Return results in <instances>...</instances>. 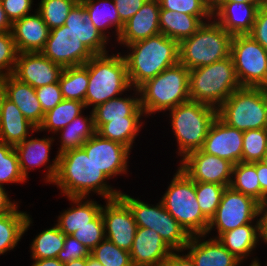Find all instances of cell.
<instances>
[{
	"label": "cell",
	"mask_w": 267,
	"mask_h": 266,
	"mask_svg": "<svg viewBox=\"0 0 267 266\" xmlns=\"http://www.w3.org/2000/svg\"><path fill=\"white\" fill-rule=\"evenodd\" d=\"M108 179L85 150L78 148L58 156V169L53 184L67 197L87 198L91 192L106 200L119 197L121 191L112 189L107 183Z\"/></svg>",
	"instance_id": "obj_1"
},
{
	"label": "cell",
	"mask_w": 267,
	"mask_h": 266,
	"mask_svg": "<svg viewBox=\"0 0 267 266\" xmlns=\"http://www.w3.org/2000/svg\"><path fill=\"white\" fill-rule=\"evenodd\" d=\"M124 54L132 88L154 78L165 69L179 63V42L162 33L126 46Z\"/></svg>",
	"instance_id": "obj_2"
},
{
	"label": "cell",
	"mask_w": 267,
	"mask_h": 266,
	"mask_svg": "<svg viewBox=\"0 0 267 266\" xmlns=\"http://www.w3.org/2000/svg\"><path fill=\"white\" fill-rule=\"evenodd\" d=\"M83 66L88 70L89 77L84 101L86 108L92 106L93 110L110 99L122 96L125 91H136L131 87L127 64L120 52L94 55Z\"/></svg>",
	"instance_id": "obj_3"
},
{
	"label": "cell",
	"mask_w": 267,
	"mask_h": 266,
	"mask_svg": "<svg viewBox=\"0 0 267 266\" xmlns=\"http://www.w3.org/2000/svg\"><path fill=\"white\" fill-rule=\"evenodd\" d=\"M137 89L145 117L169 111L190 100L189 70L177 63L145 81Z\"/></svg>",
	"instance_id": "obj_4"
},
{
	"label": "cell",
	"mask_w": 267,
	"mask_h": 266,
	"mask_svg": "<svg viewBox=\"0 0 267 266\" xmlns=\"http://www.w3.org/2000/svg\"><path fill=\"white\" fill-rule=\"evenodd\" d=\"M241 85L231 55L210 65L189 70L190 100L218 108Z\"/></svg>",
	"instance_id": "obj_5"
},
{
	"label": "cell",
	"mask_w": 267,
	"mask_h": 266,
	"mask_svg": "<svg viewBox=\"0 0 267 266\" xmlns=\"http://www.w3.org/2000/svg\"><path fill=\"white\" fill-rule=\"evenodd\" d=\"M179 42V63L188 70L210 65L230 56L232 35L213 18Z\"/></svg>",
	"instance_id": "obj_6"
},
{
	"label": "cell",
	"mask_w": 267,
	"mask_h": 266,
	"mask_svg": "<svg viewBox=\"0 0 267 266\" xmlns=\"http://www.w3.org/2000/svg\"><path fill=\"white\" fill-rule=\"evenodd\" d=\"M160 201L190 236L206 235L210 220L199 207L195 182L180 167Z\"/></svg>",
	"instance_id": "obj_7"
},
{
	"label": "cell",
	"mask_w": 267,
	"mask_h": 266,
	"mask_svg": "<svg viewBox=\"0 0 267 266\" xmlns=\"http://www.w3.org/2000/svg\"><path fill=\"white\" fill-rule=\"evenodd\" d=\"M171 126L178 144V156L182 159L204 144L208 130L217 117V108L189 100L169 110Z\"/></svg>",
	"instance_id": "obj_8"
},
{
	"label": "cell",
	"mask_w": 267,
	"mask_h": 266,
	"mask_svg": "<svg viewBox=\"0 0 267 266\" xmlns=\"http://www.w3.org/2000/svg\"><path fill=\"white\" fill-rule=\"evenodd\" d=\"M217 116L228 126L245 132L267 128V109L262 88L241 87L218 108Z\"/></svg>",
	"instance_id": "obj_9"
},
{
	"label": "cell",
	"mask_w": 267,
	"mask_h": 266,
	"mask_svg": "<svg viewBox=\"0 0 267 266\" xmlns=\"http://www.w3.org/2000/svg\"><path fill=\"white\" fill-rule=\"evenodd\" d=\"M119 197L130 207L137 227L149 228L157 232L173 251H181V253L184 251L191 236L169 214L161 201L157 205L150 206L122 191Z\"/></svg>",
	"instance_id": "obj_10"
},
{
	"label": "cell",
	"mask_w": 267,
	"mask_h": 266,
	"mask_svg": "<svg viewBox=\"0 0 267 266\" xmlns=\"http://www.w3.org/2000/svg\"><path fill=\"white\" fill-rule=\"evenodd\" d=\"M230 55L241 87L267 86V50L249 34L234 35Z\"/></svg>",
	"instance_id": "obj_11"
},
{
	"label": "cell",
	"mask_w": 267,
	"mask_h": 266,
	"mask_svg": "<svg viewBox=\"0 0 267 266\" xmlns=\"http://www.w3.org/2000/svg\"><path fill=\"white\" fill-rule=\"evenodd\" d=\"M261 207L252 197L236 191L230 186L226 187L216 213L209 221L206 236L213 228H216L218 235L213 238L217 239L226 231L255 222L254 220L259 217Z\"/></svg>",
	"instance_id": "obj_12"
},
{
	"label": "cell",
	"mask_w": 267,
	"mask_h": 266,
	"mask_svg": "<svg viewBox=\"0 0 267 266\" xmlns=\"http://www.w3.org/2000/svg\"><path fill=\"white\" fill-rule=\"evenodd\" d=\"M41 53L63 68L82 66L94 56L65 25L50 30Z\"/></svg>",
	"instance_id": "obj_13"
},
{
	"label": "cell",
	"mask_w": 267,
	"mask_h": 266,
	"mask_svg": "<svg viewBox=\"0 0 267 266\" xmlns=\"http://www.w3.org/2000/svg\"><path fill=\"white\" fill-rule=\"evenodd\" d=\"M105 202L106 205L101 208L105 238L119 248L130 251L137 230L130 207L120 197Z\"/></svg>",
	"instance_id": "obj_14"
},
{
	"label": "cell",
	"mask_w": 267,
	"mask_h": 266,
	"mask_svg": "<svg viewBox=\"0 0 267 266\" xmlns=\"http://www.w3.org/2000/svg\"><path fill=\"white\" fill-rule=\"evenodd\" d=\"M180 162V168L194 182L215 183L226 187L230 185L234 164L227 159L199 149L189 152Z\"/></svg>",
	"instance_id": "obj_15"
},
{
	"label": "cell",
	"mask_w": 267,
	"mask_h": 266,
	"mask_svg": "<svg viewBox=\"0 0 267 266\" xmlns=\"http://www.w3.org/2000/svg\"><path fill=\"white\" fill-rule=\"evenodd\" d=\"M82 148L109 179L127 173L131 150L122 143L102 138L95 133Z\"/></svg>",
	"instance_id": "obj_16"
},
{
	"label": "cell",
	"mask_w": 267,
	"mask_h": 266,
	"mask_svg": "<svg viewBox=\"0 0 267 266\" xmlns=\"http://www.w3.org/2000/svg\"><path fill=\"white\" fill-rule=\"evenodd\" d=\"M63 69L41 52L18 53L12 75L36 89L59 82Z\"/></svg>",
	"instance_id": "obj_17"
},
{
	"label": "cell",
	"mask_w": 267,
	"mask_h": 266,
	"mask_svg": "<svg viewBox=\"0 0 267 266\" xmlns=\"http://www.w3.org/2000/svg\"><path fill=\"white\" fill-rule=\"evenodd\" d=\"M243 132L224 123L218 116L212 122L201 150L227 159L234 165L242 162Z\"/></svg>",
	"instance_id": "obj_18"
},
{
	"label": "cell",
	"mask_w": 267,
	"mask_h": 266,
	"mask_svg": "<svg viewBox=\"0 0 267 266\" xmlns=\"http://www.w3.org/2000/svg\"><path fill=\"white\" fill-rule=\"evenodd\" d=\"M129 252L133 266H163L173 250L157 232L137 227Z\"/></svg>",
	"instance_id": "obj_19"
},
{
	"label": "cell",
	"mask_w": 267,
	"mask_h": 266,
	"mask_svg": "<svg viewBox=\"0 0 267 266\" xmlns=\"http://www.w3.org/2000/svg\"><path fill=\"white\" fill-rule=\"evenodd\" d=\"M258 8L242 2H212L213 18L232 36L251 32Z\"/></svg>",
	"instance_id": "obj_20"
},
{
	"label": "cell",
	"mask_w": 267,
	"mask_h": 266,
	"mask_svg": "<svg viewBox=\"0 0 267 266\" xmlns=\"http://www.w3.org/2000/svg\"><path fill=\"white\" fill-rule=\"evenodd\" d=\"M83 114L78 115L64 128L60 129L57 133H62L60 137V148L57 151L55 159L52 164L46 168L45 182L52 184L58 169V156L66 151L82 148V145L90 139L95 133L94 116L92 110L89 116L84 117ZM89 117V118H88Z\"/></svg>",
	"instance_id": "obj_21"
},
{
	"label": "cell",
	"mask_w": 267,
	"mask_h": 266,
	"mask_svg": "<svg viewBox=\"0 0 267 266\" xmlns=\"http://www.w3.org/2000/svg\"><path fill=\"white\" fill-rule=\"evenodd\" d=\"M159 0H147L125 24L117 42L127 46L161 33L159 26Z\"/></svg>",
	"instance_id": "obj_22"
},
{
	"label": "cell",
	"mask_w": 267,
	"mask_h": 266,
	"mask_svg": "<svg viewBox=\"0 0 267 266\" xmlns=\"http://www.w3.org/2000/svg\"><path fill=\"white\" fill-rule=\"evenodd\" d=\"M12 35L18 53L41 52L49 36V28L35 11L12 24Z\"/></svg>",
	"instance_id": "obj_23"
},
{
	"label": "cell",
	"mask_w": 267,
	"mask_h": 266,
	"mask_svg": "<svg viewBox=\"0 0 267 266\" xmlns=\"http://www.w3.org/2000/svg\"><path fill=\"white\" fill-rule=\"evenodd\" d=\"M205 237L207 236H191L184 248V251L189 250L187 254L195 266H235L240 262L217 239L210 237L208 240H201Z\"/></svg>",
	"instance_id": "obj_24"
},
{
	"label": "cell",
	"mask_w": 267,
	"mask_h": 266,
	"mask_svg": "<svg viewBox=\"0 0 267 266\" xmlns=\"http://www.w3.org/2000/svg\"><path fill=\"white\" fill-rule=\"evenodd\" d=\"M2 81L6 91V97L14 102L24 117L37 129L42 124L44 113L36 96L35 89L24 83L12 74L3 76Z\"/></svg>",
	"instance_id": "obj_25"
},
{
	"label": "cell",
	"mask_w": 267,
	"mask_h": 266,
	"mask_svg": "<svg viewBox=\"0 0 267 266\" xmlns=\"http://www.w3.org/2000/svg\"><path fill=\"white\" fill-rule=\"evenodd\" d=\"M64 25L76 33L78 39L93 55L108 53L106 44L110 39L95 27L80 1L72 8Z\"/></svg>",
	"instance_id": "obj_26"
},
{
	"label": "cell",
	"mask_w": 267,
	"mask_h": 266,
	"mask_svg": "<svg viewBox=\"0 0 267 266\" xmlns=\"http://www.w3.org/2000/svg\"><path fill=\"white\" fill-rule=\"evenodd\" d=\"M38 129L29 122L17 105L6 96L0 108V142L16 146Z\"/></svg>",
	"instance_id": "obj_27"
},
{
	"label": "cell",
	"mask_w": 267,
	"mask_h": 266,
	"mask_svg": "<svg viewBox=\"0 0 267 266\" xmlns=\"http://www.w3.org/2000/svg\"><path fill=\"white\" fill-rule=\"evenodd\" d=\"M260 239V219H257L255 224L251 222L226 231L217 238L241 262L257 247L256 245L259 244Z\"/></svg>",
	"instance_id": "obj_28"
},
{
	"label": "cell",
	"mask_w": 267,
	"mask_h": 266,
	"mask_svg": "<svg viewBox=\"0 0 267 266\" xmlns=\"http://www.w3.org/2000/svg\"><path fill=\"white\" fill-rule=\"evenodd\" d=\"M205 19L209 21L213 19V16H194L178 11L160 9V32L180 42L185 38L191 37L206 22Z\"/></svg>",
	"instance_id": "obj_29"
},
{
	"label": "cell",
	"mask_w": 267,
	"mask_h": 266,
	"mask_svg": "<svg viewBox=\"0 0 267 266\" xmlns=\"http://www.w3.org/2000/svg\"><path fill=\"white\" fill-rule=\"evenodd\" d=\"M67 198L74 205L71 204V208L63 210V213L58 216V223H56L65 236L72 235L80 227L88 225L101 212L102 208V205L98 204L97 201L87 200L86 197Z\"/></svg>",
	"instance_id": "obj_30"
},
{
	"label": "cell",
	"mask_w": 267,
	"mask_h": 266,
	"mask_svg": "<svg viewBox=\"0 0 267 266\" xmlns=\"http://www.w3.org/2000/svg\"><path fill=\"white\" fill-rule=\"evenodd\" d=\"M137 96L116 97L103 104L98 105L92 110L94 116V125L96 131L107 122L117 119H123L128 116H144L140 105L139 91L133 93Z\"/></svg>",
	"instance_id": "obj_31"
},
{
	"label": "cell",
	"mask_w": 267,
	"mask_h": 266,
	"mask_svg": "<svg viewBox=\"0 0 267 266\" xmlns=\"http://www.w3.org/2000/svg\"><path fill=\"white\" fill-rule=\"evenodd\" d=\"M29 136L22 143L14 146L18 156L21 174L28 180V171L46 165L50 161L49 152L54 137L34 138ZM31 169V170H29Z\"/></svg>",
	"instance_id": "obj_32"
},
{
	"label": "cell",
	"mask_w": 267,
	"mask_h": 266,
	"mask_svg": "<svg viewBox=\"0 0 267 266\" xmlns=\"http://www.w3.org/2000/svg\"><path fill=\"white\" fill-rule=\"evenodd\" d=\"M30 224L29 214L18 210V205L11 212L0 215V255L17 246Z\"/></svg>",
	"instance_id": "obj_33"
},
{
	"label": "cell",
	"mask_w": 267,
	"mask_h": 266,
	"mask_svg": "<svg viewBox=\"0 0 267 266\" xmlns=\"http://www.w3.org/2000/svg\"><path fill=\"white\" fill-rule=\"evenodd\" d=\"M86 9L92 23L108 39V28L115 27V35L118 40L124 28L121 22L114 0H80ZM107 31V32H106Z\"/></svg>",
	"instance_id": "obj_34"
},
{
	"label": "cell",
	"mask_w": 267,
	"mask_h": 266,
	"mask_svg": "<svg viewBox=\"0 0 267 266\" xmlns=\"http://www.w3.org/2000/svg\"><path fill=\"white\" fill-rule=\"evenodd\" d=\"M141 118L143 117L128 116L123 117V119L112 120L104 123L96 133L102 138L122 143L131 150L142 127Z\"/></svg>",
	"instance_id": "obj_35"
},
{
	"label": "cell",
	"mask_w": 267,
	"mask_h": 266,
	"mask_svg": "<svg viewBox=\"0 0 267 266\" xmlns=\"http://www.w3.org/2000/svg\"><path fill=\"white\" fill-rule=\"evenodd\" d=\"M85 104L81 101L63 99L53 109L45 113L42 124L38 127L39 131H50L57 133L64 128L74 118L82 114Z\"/></svg>",
	"instance_id": "obj_36"
},
{
	"label": "cell",
	"mask_w": 267,
	"mask_h": 266,
	"mask_svg": "<svg viewBox=\"0 0 267 266\" xmlns=\"http://www.w3.org/2000/svg\"><path fill=\"white\" fill-rule=\"evenodd\" d=\"M58 83L63 99L84 103L89 77L88 70L83 65L64 68Z\"/></svg>",
	"instance_id": "obj_37"
},
{
	"label": "cell",
	"mask_w": 267,
	"mask_h": 266,
	"mask_svg": "<svg viewBox=\"0 0 267 266\" xmlns=\"http://www.w3.org/2000/svg\"><path fill=\"white\" fill-rule=\"evenodd\" d=\"M66 236L55 224L53 227L43 230L33 239L30 250L33 260L57 258L58 253L64 247Z\"/></svg>",
	"instance_id": "obj_38"
},
{
	"label": "cell",
	"mask_w": 267,
	"mask_h": 266,
	"mask_svg": "<svg viewBox=\"0 0 267 266\" xmlns=\"http://www.w3.org/2000/svg\"><path fill=\"white\" fill-rule=\"evenodd\" d=\"M229 186L252 197L261 205V186L257 177L256 167L252 163L239 162L235 164Z\"/></svg>",
	"instance_id": "obj_39"
},
{
	"label": "cell",
	"mask_w": 267,
	"mask_h": 266,
	"mask_svg": "<svg viewBox=\"0 0 267 266\" xmlns=\"http://www.w3.org/2000/svg\"><path fill=\"white\" fill-rule=\"evenodd\" d=\"M80 0H41L36 11L41 15L49 30L64 25L72 8Z\"/></svg>",
	"instance_id": "obj_40"
},
{
	"label": "cell",
	"mask_w": 267,
	"mask_h": 266,
	"mask_svg": "<svg viewBox=\"0 0 267 266\" xmlns=\"http://www.w3.org/2000/svg\"><path fill=\"white\" fill-rule=\"evenodd\" d=\"M27 180L21 174L14 146L0 142V186L4 183H24Z\"/></svg>",
	"instance_id": "obj_41"
},
{
	"label": "cell",
	"mask_w": 267,
	"mask_h": 266,
	"mask_svg": "<svg viewBox=\"0 0 267 266\" xmlns=\"http://www.w3.org/2000/svg\"><path fill=\"white\" fill-rule=\"evenodd\" d=\"M267 151V128L243 132L242 162L253 163L262 160Z\"/></svg>",
	"instance_id": "obj_42"
},
{
	"label": "cell",
	"mask_w": 267,
	"mask_h": 266,
	"mask_svg": "<svg viewBox=\"0 0 267 266\" xmlns=\"http://www.w3.org/2000/svg\"><path fill=\"white\" fill-rule=\"evenodd\" d=\"M90 256L103 266H133L130 252L106 238L90 252Z\"/></svg>",
	"instance_id": "obj_43"
},
{
	"label": "cell",
	"mask_w": 267,
	"mask_h": 266,
	"mask_svg": "<svg viewBox=\"0 0 267 266\" xmlns=\"http://www.w3.org/2000/svg\"><path fill=\"white\" fill-rule=\"evenodd\" d=\"M226 186L215 183L195 182V192L202 213L210 220L216 213Z\"/></svg>",
	"instance_id": "obj_44"
},
{
	"label": "cell",
	"mask_w": 267,
	"mask_h": 266,
	"mask_svg": "<svg viewBox=\"0 0 267 266\" xmlns=\"http://www.w3.org/2000/svg\"><path fill=\"white\" fill-rule=\"evenodd\" d=\"M160 9L194 16H213L211 0H159Z\"/></svg>",
	"instance_id": "obj_45"
},
{
	"label": "cell",
	"mask_w": 267,
	"mask_h": 266,
	"mask_svg": "<svg viewBox=\"0 0 267 266\" xmlns=\"http://www.w3.org/2000/svg\"><path fill=\"white\" fill-rule=\"evenodd\" d=\"M73 236L82 243L90 252L105 239L104 222L101 212L88 225L80 227Z\"/></svg>",
	"instance_id": "obj_46"
},
{
	"label": "cell",
	"mask_w": 267,
	"mask_h": 266,
	"mask_svg": "<svg viewBox=\"0 0 267 266\" xmlns=\"http://www.w3.org/2000/svg\"><path fill=\"white\" fill-rule=\"evenodd\" d=\"M18 51L12 32H0V76L13 73L17 61Z\"/></svg>",
	"instance_id": "obj_47"
},
{
	"label": "cell",
	"mask_w": 267,
	"mask_h": 266,
	"mask_svg": "<svg viewBox=\"0 0 267 266\" xmlns=\"http://www.w3.org/2000/svg\"><path fill=\"white\" fill-rule=\"evenodd\" d=\"M35 92L44 114L63 100L58 82L38 87L35 89Z\"/></svg>",
	"instance_id": "obj_48"
},
{
	"label": "cell",
	"mask_w": 267,
	"mask_h": 266,
	"mask_svg": "<svg viewBox=\"0 0 267 266\" xmlns=\"http://www.w3.org/2000/svg\"><path fill=\"white\" fill-rule=\"evenodd\" d=\"M90 256V251L73 236L66 235L63 249L58 253L57 259L66 263L79 258H87Z\"/></svg>",
	"instance_id": "obj_49"
},
{
	"label": "cell",
	"mask_w": 267,
	"mask_h": 266,
	"mask_svg": "<svg viewBox=\"0 0 267 266\" xmlns=\"http://www.w3.org/2000/svg\"><path fill=\"white\" fill-rule=\"evenodd\" d=\"M7 17L13 24L26 15H29L33 0H0Z\"/></svg>",
	"instance_id": "obj_50"
},
{
	"label": "cell",
	"mask_w": 267,
	"mask_h": 266,
	"mask_svg": "<svg viewBox=\"0 0 267 266\" xmlns=\"http://www.w3.org/2000/svg\"><path fill=\"white\" fill-rule=\"evenodd\" d=\"M249 35L267 50V5L258 8Z\"/></svg>",
	"instance_id": "obj_51"
},
{
	"label": "cell",
	"mask_w": 267,
	"mask_h": 266,
	"mask_svg": "<svg viewBox=\"0 0 267 266\" xmlns=\"http://www.w3.org/2000/svg\"><path fill=\"white\" fill-rule=\"evenodd\" d=\"M147 0H114L119 18L125 24Z\"/></svg>",
	"instance_id": "obj_52"
},
{
	"label": "cell",
	"mask_w": 267,
	"mask_h": 266,
	"mask_svg": "<svg viewBox=\"0 0 267 266\" xmlns=\"http://www.w3.org/2000/svg\"><path fill=\"white\" fill-rule=\"evenodd\" d=\"M252 164L256 167L257 177L261 186V206H265L267 204V166L260 161Z\"/></svg>",
	"instance_id": "obj_53"
},
{
	"label": "cell",
	"mask_w": 267,
	"mask_h": 266,
	"mask_svg": "<svg viewBox=\"0 0 267 266\" xmlns=\"http://www.w3.org/2000/svg\"><path fill=\"white\" fill-rule=\"evenodd\" d=\"M181 251H173L163 266H195L188 254H180Z\"/></svg>",
	"instance_id": "obj_54"
},
{
	"label": "cell",
	"mask_w": 267,
	"mask_h": 266,
	"mask_svg": "<svg viewBox=\"0 0 267 266\" xmlns=\"http://www.w3.org/2000/svg\"><path fill=\"white\" fill-rule=\"evenodd\" d=\"M18 203L11 201L8 197V193L5 191V187L0 186V215L11 212Z\"/></svg>",
	"instance_id": "obj_55"
},
{
	"label": "cell",
	"mask_w": 267,
	"mask_h": 266,
	"mask_svg": "<svg viewBox=\"0 0 267 266\" xmlns=\"http://www.w3.org/2000/svg\"><path fill=\"white\" fill-rule=\"evenodd\" d=\"M259 217L261 239L267 243V204L261 207Z\"/></svg>",
	"instance_id": "obj_56"
},
{
	"label": "cell",
	"mask_w": 267,
	"mask_h": 266,
	"mask_svg": "<svg viewBox=\"0 0 267 266\" xmlns=\"http://www.w3.org/2000/svg\"><path fill=\"white\" fill-rule=\"evenodd\" d=\"M12 31V23L7 17L6 12L3 9L2 3L0 1V32Z\"/></svg>",
	"instance_id": "obj_57"
},
{
	"label": "cell",
	"mask_w": 267,
	"mask_h": 266,
	"mask_svg": "<svg viewBox=\"0 0 267 266\" xmlns=\"http://www.w3.org/2000/svg\"><path fill=\"white\" fill-rule=\"evenodd\" d=\"M31 266H64L57 258L34 260Z\"/></svg>",
	"instance_id": "obj_58"
},
{
	"label": "cell",
	"mask_w": 267,
	"mask_h": 266,
	"mask_svg": "<svg viewBox=\"0 0 267 266\" xmlns=\"http://www.w3.org/2000/svg\"><path fill=\"white\" fill-rule=\"evenodd\" d=\"M213 2H242L247 4H256L258 7L267 5L263 0H213Z\"/></svg>",
	"instance_id": "obj_59"
},
{
	"label": "cell",
	"mask_w": 267,
	"mask_h": 266,
	"mask_svg": "<svg viewBox=\"0 0 267 266\" xmlns=\"http://www.w3.org/2000/svg\"><path fill=\"white\" fill-rule=\"evenodd\" d=\"M64 266H87V258H79L64 263Z\"/></svg>",
	"instance_id": "obj_60"
},
{
	"label": "cell",
	"mask_w": 267,
	"mask_h": 266,
	"mask_svg": "<svg viewBox=\"0 0 267 266\" xmlns=\"http://www.w3.org/2000/svg\"><path fill=\"white\" fill-rule=\"evenodd\" d=\"M5 96H6V91L4 88L3 81H2V77L0 76V108L2 106V102H3V99L5 98Z\"/></svg>",
	"instance_id": "obj_61"
},
{
	"label": "cell",
	"mask_w": 267,
	"mask_h": 266,
	"mask_svg": "<svg viewBox=\"0 0 267 266\" xmlns=\"http://www.w3.org/2000/svg\"><path fill=\"white\" fill-rule=\"evenodd\" d=\"M87 266H103L100 262L95 260L93 257H87Z\"/></svg>",
	"instance_id": "obj_62"
},
{
	"label": "cell",
	"mask_w": 267,
	"mask_h": 266,
	"mask_svg": "<svg viewBox=\"0 0 267 266\" xmlns=\"http://www.w3.org/2000/svg\"><path fill=\"white\" fill-rule=\"evenodd\" d=\"M262 88V92H263V98L266 104V109H267V86H263Z\"/></svg>",
	"instance_id": "obj_63"
},
{
	"label": "cell",
	"mask_w": 267,
	"mask_h": 266,
	"mask_svg": "<svg viewBox=\"0 0 267 266\" xmlns=\"http://www.w3.org/2000/svg\"><path fill=\"white\" fill-rule=\"evenodd\" d=\"M258 263H259V260L254 258V260H252V262L250 263L249 266H258ZM240 264H241V261L238 264H236L235 266H240Z\"/></svg>",
	"instance_id": "obj_64"
},
{
	"label": "cell",
	"mask_w": 267,
	"mask_h": 266,
	"mask_svg": "<svg viewBox=\"0 0 267 266\" xmlns=\"http://www.w3.org/2000/svg\"><path fill=\"white\" fill-rule=\"evenodd\" d=\"M260 162L263 163L265 166H267V151L263 155V158Z\"/></svg>",
	"instance_id": "obj_65"
}]
</instances>
